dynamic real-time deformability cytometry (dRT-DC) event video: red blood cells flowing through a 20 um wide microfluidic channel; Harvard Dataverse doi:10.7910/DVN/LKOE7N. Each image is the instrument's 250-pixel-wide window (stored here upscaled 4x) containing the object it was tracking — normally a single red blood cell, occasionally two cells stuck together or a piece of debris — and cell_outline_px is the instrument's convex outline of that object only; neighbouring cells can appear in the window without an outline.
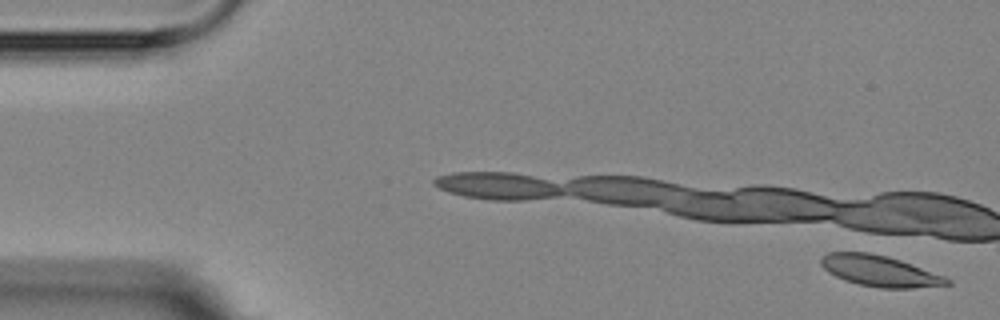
{"species": "Egyptian fruit bat (a non-hibernating species)", "species_latin": "Rousettus aegyptiacus", "temperature_condition": "room temperature", "stored_images_in_passage": 2, "segment_of_instrument_passage": [2, 2], "camera_frame_rate_fps": 3000, "um_per_image_px": 0.085, "animal": {"sex": "female"}, "frame": {"image": 1, "passage_image": 2, "time_ms": 1.333, "image_size_px": [1000, 320], "cell_outline_px": [[952, 284], [912, 288], [880, 288], [860, 284], [844, 280], [828, 272], [820, 264], [820, 260], [828, 252], [868, 252], [900, 260], [944, 276], [952, 280]], "centroid_in_image_um": [74.77, 23.03], "position_along_channel_um": 10.2, "area_um2": 22.48}}